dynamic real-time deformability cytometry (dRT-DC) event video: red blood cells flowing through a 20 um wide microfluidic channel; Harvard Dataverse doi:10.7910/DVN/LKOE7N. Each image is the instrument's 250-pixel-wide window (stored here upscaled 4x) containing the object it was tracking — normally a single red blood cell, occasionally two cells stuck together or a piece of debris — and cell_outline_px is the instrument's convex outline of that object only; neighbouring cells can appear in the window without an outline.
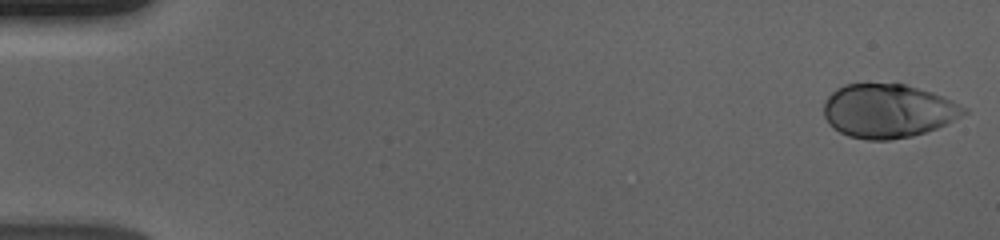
{"species": "human", "species_latin": "Homo sapiens", "temperature_condition": "cold", "stored_images_in_passage": 22, "camera_frame_rate_fps": 3000, "um_per_image_px": 0.085, "donor": {"sex": "male"}, "frame": {"image": 1, "passage_image": 1, "time_ms": 0.0, "image_size_px": [1000, 240], "cell_outline_px": [[968, 112], [936, 128], [912, 136], [888, 140], [868, 140], [848, 136], [832, 128], [828, 124], [824, 116], [824, 100], [836, 88], [844, 84], [904, 84], [932, 92], [952, 100], [968, 108]], "centroid_in_image_um": [75.45, 9.42], "position_along_channel_um": 9.6, "area_um2": 43.87}}
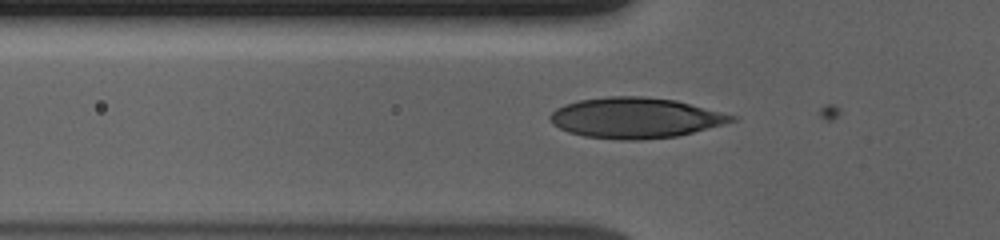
{"frame": {"image": 2, "passage_image": 19, "time_ms": 6.0, "image_size_px": [1000, 240], "cell_outline_px": [[740, 116], [736, 120], [692, 132], [676, 136], [640, 140], [620, 140], [584, 136], [568, 132], [552, 124], [548, 120], [548, 116], [556, 108], [564, 104], [576, 100], [608, 96], [640, 96], [676, 100]], "centroid_in_image_um": [53.97, 10.01], "position_along_channel_um": 71.8, "area_um2": 43.06}}